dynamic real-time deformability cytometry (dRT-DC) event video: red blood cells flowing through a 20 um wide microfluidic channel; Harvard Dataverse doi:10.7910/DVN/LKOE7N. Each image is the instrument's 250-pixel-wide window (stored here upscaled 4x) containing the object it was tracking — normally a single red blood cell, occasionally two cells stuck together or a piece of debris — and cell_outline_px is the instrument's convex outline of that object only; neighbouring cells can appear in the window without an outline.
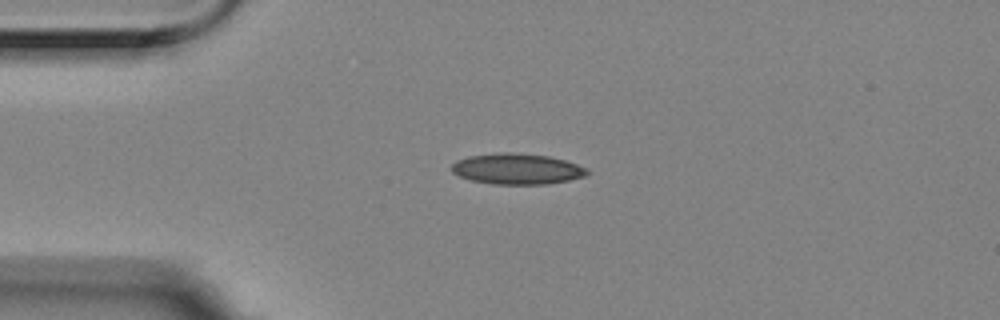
{"species": "Egyptian fruit bat (a non-hibernating species)", "species_latin": "Rousettus aegyptiacus", "temperature_condition": "room temperature", "stored_images_in_passage": 2, "camera_frame_rate_fps": 3000, "um_per_image_px": 0.085, "animal": {"sex": "female"}, "frame": {"image": 1, "passage_image": 1, "time_ms": 0.0, "image_size_px": [1000, 320], "cell_outline_px": [[588, 176], [548, 184], [492, 184], [472, 180], [460, 176], [452, 172], [452, 164], [456, 160], [468, 156], [496, 152], [512, 152], [548, 156], [564, 160], [588, 168]], "centroid_in_image_um": [43.95, 14.35], "position_along_channel_um": 41.1, "area_um2": 24.39}}